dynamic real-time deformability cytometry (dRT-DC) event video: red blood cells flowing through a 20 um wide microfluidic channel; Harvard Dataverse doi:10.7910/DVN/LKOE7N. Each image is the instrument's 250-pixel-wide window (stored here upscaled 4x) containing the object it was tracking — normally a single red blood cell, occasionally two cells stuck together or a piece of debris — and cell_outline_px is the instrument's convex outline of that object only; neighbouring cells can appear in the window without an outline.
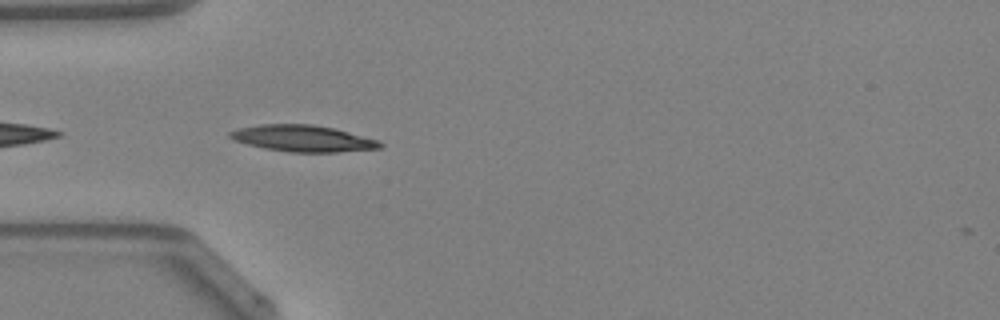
{"species": "Egyptian fruit bat (a non-hibernating species)", "species_latin": "Rousettus aegyptiacus", "temperature_condition": "warm", "stored_images_in_passage": 6, "camera_frame_rate_fps": 3000, "um_per_image_px": 0.085, "animal": {"sex": "female"}, "frame": {"image": 1, "passage_image": 2, "time_ms": 0.333, "image_size_px": [1000, 320], "cell_outline_px": [[384, 144], [380, 148], [336, 152], [288, 152], [264, 148], [232, 140], [228, 136], [228, 132], [240, 128], [260, 124], [312, 124], [332, 128], [380, 140]], "centroid_in_image_um": [25.73, 11.77], "position_along_channel_um": 59.3, "area_um2": 23.06}}